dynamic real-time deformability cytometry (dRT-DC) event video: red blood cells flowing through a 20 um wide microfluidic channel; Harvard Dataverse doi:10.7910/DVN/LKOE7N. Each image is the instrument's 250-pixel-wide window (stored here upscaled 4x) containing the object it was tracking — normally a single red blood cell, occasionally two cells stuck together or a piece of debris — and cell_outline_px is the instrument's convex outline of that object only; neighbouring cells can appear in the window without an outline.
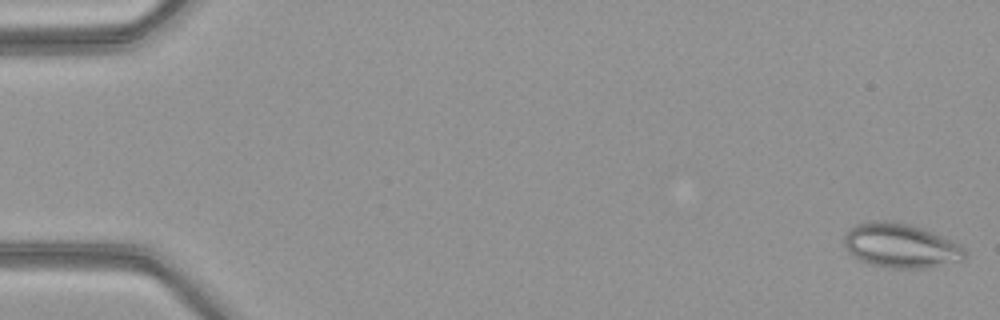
{"species": "common noctule bat (a hibernating species)", "species_latin": "Nyctalus noctula", "temperature_condition": "warm", "stored_images_in_passage": 51, "camera_frame_rate_fps": 3000, "um_per_image_px": 0.085, "animal": {"sex": "female", "body_mass_g": 21.9}, "frame": {"image": 1, "passage_image": 1, "time_ms": 0.0, "image_size_px": [1000, 320], "cell_outline_px": [[968, 256], [964, 260], [924, 268], [892, 268], [872, 264], [860, 260], [848, 252], [844, 244], [844, 232], [848, 228], [856, 224], [868, 220], [884, 220], [912, 224], [944, 236], [960, 244], [968, 252]], "centroid_in_image_um": [76.57, 20.85], "position_along_channel_um": 8.4, "area_um2": 31.67}}
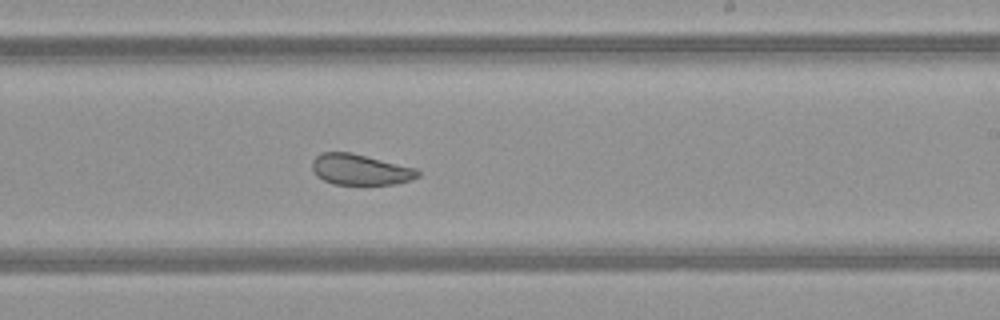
{"frame": {"image": 2, "passage_image": 31, "time_ms": 10.0, "image_size_px": [1000, 320], "cell_outline_px": [[420, 176], [412, 180], [396, 184], [332, 184], [316, 176], [312, 168], [312, 160], [320, 152], [352, 152], [416, 168], [420, 172]], "centroid_in_image_um": [30.62, 14.41], "position_along_channel_um": 258.4, "area_um2": 19.13}}
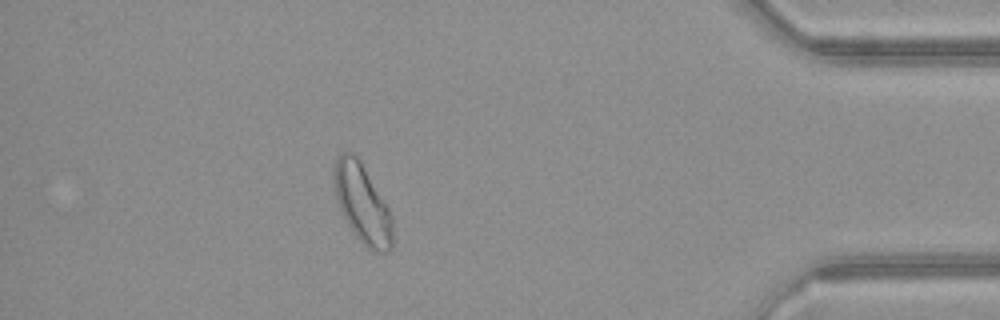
{"frame": {"image": 3, "passage_image": 45, "time_ms": 14.667, "image_size_px": [1000, 320], "cell_outline_px": [[392, 248], [384, 252], [372, 252], [352, 232], [336, 200], [332, 180], [332, 172], [336, 156], [340, 152], [352, 152], [360, 160], [388, 208], [392, 216]], "centroid_in_image_um": [30.76, 17.28], "position_along_channel_um": 404.4, "area_um2": 26.99}, "authors_computed_cell_mechanics": {"area_um2": 26.1256, "velocity_mm_per_s": 4.0816, "shape_relaxation_time_tau1_ms": null, "shape_relaxation_time_tau2_ms": 1.3924, "deformation_change_tau1": null, "deformation_change_tau2": 0.0743}}